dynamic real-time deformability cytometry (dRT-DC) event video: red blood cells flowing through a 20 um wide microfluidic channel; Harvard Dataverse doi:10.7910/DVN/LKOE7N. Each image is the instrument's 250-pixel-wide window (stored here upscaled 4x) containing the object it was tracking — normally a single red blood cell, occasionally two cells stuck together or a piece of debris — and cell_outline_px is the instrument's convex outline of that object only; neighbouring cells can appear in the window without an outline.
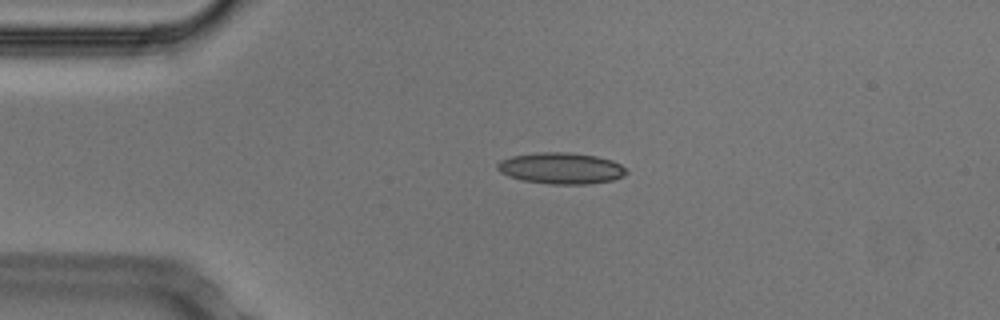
{"species": "Egyptian fruit bat (a non-hibernating species)", "species_latin": "Rousettus aegyptiacus", "temperature_condition": "cold", "stored_images_in_passage": 42, "camera_frame_rate_fps": 3000, "um_per_image_px": 0.085, "animal": {"sex": "male"}, "frame": {"image": 1, "passage_image": 1, "time_ms": 0.0, "image_size_px": [1000, 320], "cell_outline_px": [[628, 172], [624, 176], [612, 180], [588, 184], [552, 184], [520, 180], [508, 176], [500, 172], [496, 168], [496, 164], [500, 160], [512, 156], [536, 152], [568, 152], [596, 156], [612, 160], [620, 164]], "centroid_in_image_um": [47.66, 14.3], "position_along_channel_um": 37.3, "area_um2": 23.64}}
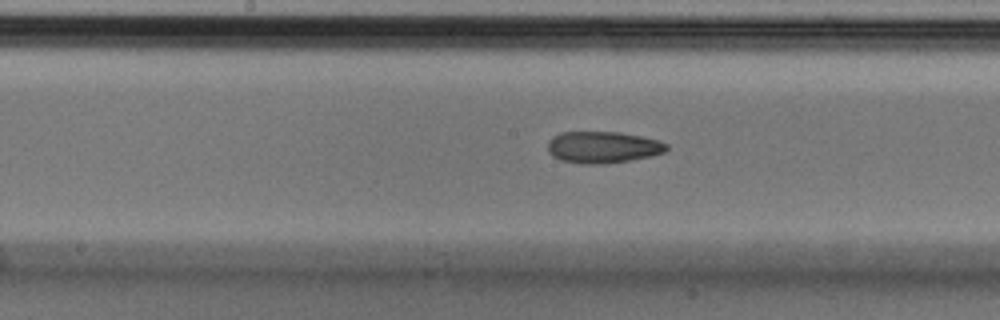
{"frame": {"image": 2, "passage_image": 16, "time_ms": 5.0, "image_size_px": [1000, 320], "cell_outline_px": [[668, 148], [664, 152], [652, 156], [604, 164], [584, 164], [560, 160], [552, 156], [548, 152], [548, 140], [552, 136], [560, 132], [620, 132], [660, 140], [668, 144]], "centroid_in_image_um": [51.23, 12.51], "position_along_channel_um": 197.0, "area_um2": 22.08}}
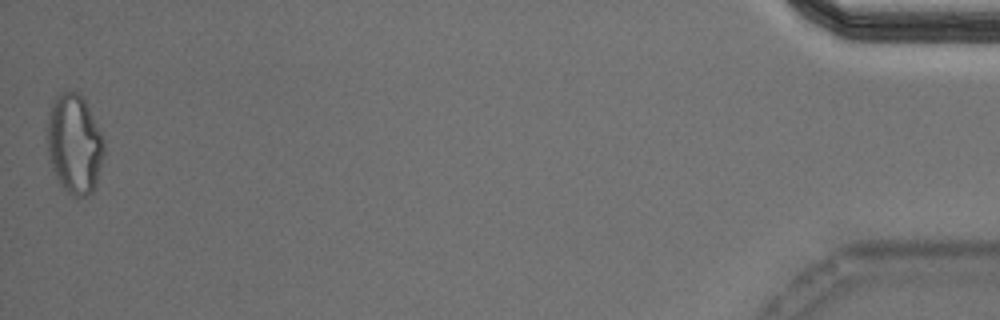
{"frame": {"image": 3, "passage_image": 42, "time_ms": 13.667, "image_size_px": [1000, 320], "cell_outline_px": [[104, 152], [96, 188], [88, 196], [76, 196], [68, 192], [60, 184], [48, 160], [48, 112], [52, 100], [60, 92], [76, 92], [84, 96], [104, 136]], "centroid_in_image_um": [6.35, 12.21], "position_along_channel_um": 428.9, "area_um2": 33.47}, "authors_computed_cell_mechanics": {"area_um2": 22.6865, "velocity_mm_per_s": 3.7631, "shape_relaxation_time_tau1_ms": null, "shape_relaxation_time_tau2_ms": 5.0527, "deformation_change_tau1": null, "deformation_change_tau2": 0.1127}}